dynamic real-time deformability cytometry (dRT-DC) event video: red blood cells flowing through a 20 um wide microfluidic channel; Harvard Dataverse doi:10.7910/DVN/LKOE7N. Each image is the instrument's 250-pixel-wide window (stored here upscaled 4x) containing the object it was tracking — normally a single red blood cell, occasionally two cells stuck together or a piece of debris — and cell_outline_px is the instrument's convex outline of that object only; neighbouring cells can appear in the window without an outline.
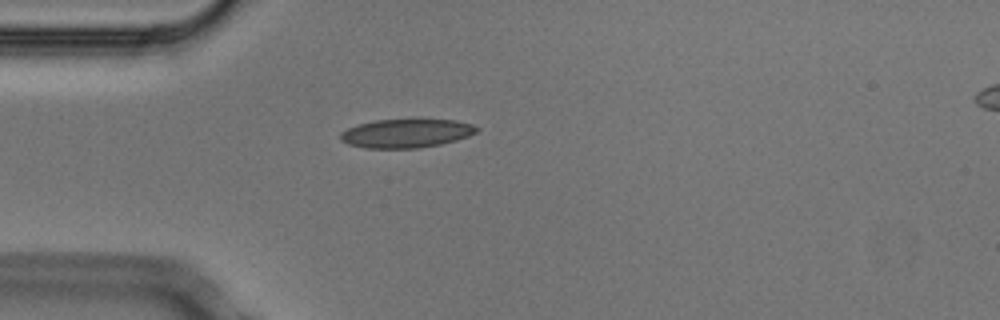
{"species": "Egyptian fruit bat (a non-hibernating species)", "species_latin": "Rousettus aegyptiacus", "temperature_condition": "cold", "stored_images_in_passage": 1, "camera_frame_rate_fps": 3000, "um_per_image_px": 0.085, "animal": {"sex": "male"}, "frame": {"image": 1, "passage_image": 1, "time_ms": 0.0, "image_size_px": [1000, 320], "cell_outline_px": [[480, 128], [476, 132], [468, 136], [456, 140], [440, 144], [416, 148], [364, 148], [348, 144], [340, 140], [340, 132], [348, 128], [360, 124], [376, 120], [456, 120], [472, 124]], "centroid_in_image_um": [34.52, 11.34], "position_along_channel_um": 50.5, "area_um2": 22.6}}